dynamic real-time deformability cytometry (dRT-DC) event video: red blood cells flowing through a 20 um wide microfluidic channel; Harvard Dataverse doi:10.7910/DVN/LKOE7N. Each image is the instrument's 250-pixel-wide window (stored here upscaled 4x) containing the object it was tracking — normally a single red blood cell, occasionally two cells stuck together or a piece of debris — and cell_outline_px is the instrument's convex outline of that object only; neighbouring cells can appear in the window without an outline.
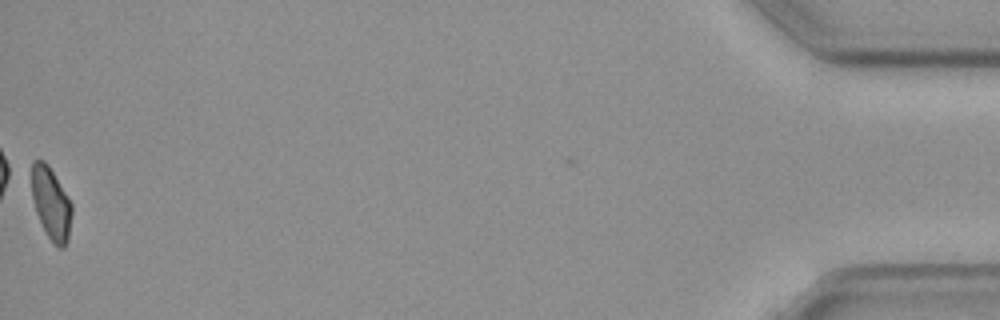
{"species": "common noctule bat (a hibernating species)", "species_latin": "Nyctalus noctula", "temperature_condition": "cold", "stored_images_in_passage": 45, "camera_frame_rate_fps": 3000, "um_per_image_px": 0.085, "animal": {"sex": "female", "body_mass_g": 19.3, "forearm_length_mm": 54.1}, "frame": {"image": 1, "passage_image": 44, "time_ms": 14.333, "image_size_px": [1000, 320], "cell_outline_px": [[72, 212], [68, 240], [64, 248], [56, 248], [48, 236], [36, 212], [32, 196], [32, 164], [36, 160], [44, 160], [48, 164], [72, 204]], "centroid_in_image_um": [4.35, 17.32], "position_along_channel_um": 430.8, "area_um2": 16.7}, "authors_computed_cell_mechanics": {"area_um2": 18.496, "velocity_mm_per_s": 3.5756, "shape_relaxation_time_tau1_ms": 6.2261, "shape_relaxation_time_tau2_ms": null, "deformation_change_tau1": 0.0824, "deformation_change_tau2": null}}